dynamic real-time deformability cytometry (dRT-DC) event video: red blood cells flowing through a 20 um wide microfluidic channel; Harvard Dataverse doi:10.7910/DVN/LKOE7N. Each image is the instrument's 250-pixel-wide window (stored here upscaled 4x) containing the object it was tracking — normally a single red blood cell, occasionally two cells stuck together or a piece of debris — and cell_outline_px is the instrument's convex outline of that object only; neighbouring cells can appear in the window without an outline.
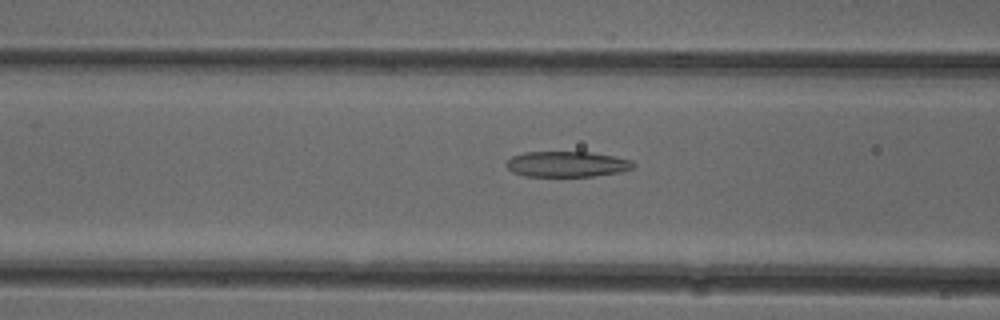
{"species": "common noctule bat (a hibernating species)", "species_latin": "Nyctalus noctula", "temperature_condition": "cold", "stored_images_in_passage": 30, "camera_frame_rate_fps": 3000, "um_per_image_px": 0.085, "animal": {"sex": "female"}, "frame": {"image": 1, "passage_image": 15, "time_ms": 4.667, "image_size_px": [1000, 320], "cell_outline_px": [[636, 164], [632, 168], [620, 172], [592, 176], [524, 176], [512, 172], [504, 164], [512, 156], [524, 152], [592, 152], [632, 160]], "centroid_in_image_um": [48.17, 13.95], "position_along_channel_um": 118.4, "area_um2": 18.96}}
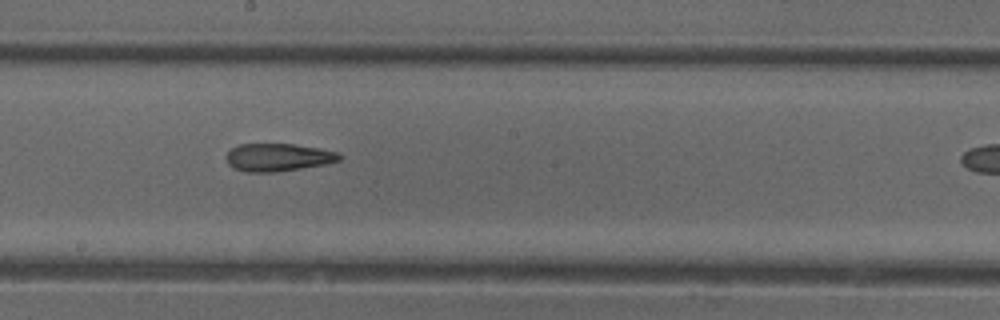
{"frame": {"image": 2, "passage_image": 23, "time_ms": 7.333, "image_size_px": [1000, 320], "cell_outline_px": [[340, 160], [324, 164], [276, 172], [248, 172], [232, 168], [228, 164], [224, 156], [232, 148], [240, 144], [292, 144], [320, 148], [340, 152]], "centroid_in_image_um": [23.6, 13.37], "position_along_channel_um": 224.6, "area_um2": 18.32}}
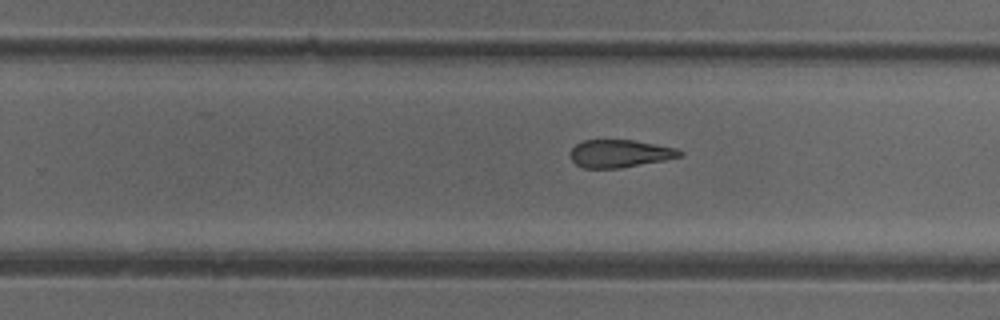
{"frame": {"image": 3, "passage_image": 27, "time_ms": 8.667, "image_size_px": [1000, 320], "cell_outline_px": [[684, 156], [664, 160], [620, 168], [584, 168], [576, 164], [572, 160], [572, 148], [576, 144], [584, 140], [632, 140], [676, 148], [684, 152]], "centroid_in_image_um": [52.72, 13.05], "position_along_channel_um": 277.1, "area_um2": 17.51}}